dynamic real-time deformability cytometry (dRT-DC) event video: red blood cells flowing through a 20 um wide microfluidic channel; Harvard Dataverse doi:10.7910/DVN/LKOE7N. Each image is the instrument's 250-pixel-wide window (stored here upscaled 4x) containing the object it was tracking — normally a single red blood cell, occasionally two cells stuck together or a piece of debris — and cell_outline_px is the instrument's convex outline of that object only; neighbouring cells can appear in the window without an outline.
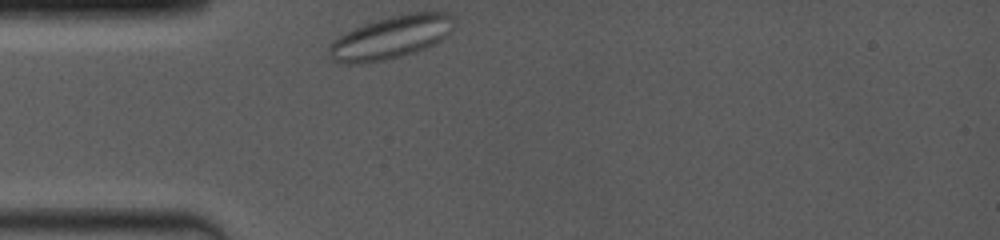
{"species": "common noctule bat (a hibernating species)", "species_latin": "Nyctalus noctula", "temperature_condition": "room temperature", "stored_images_in_passage": 4, "camera_frame_rate_fps": 4000, "um_per_image_px": 0.085, "animal": {"sex": "female", "body_mass_g": 19.0, "forearm_length_mm": 53.3}, "frame": {"image": 1, "passage_image": 1, "time_ms": 0.0, "image_size_px": [1000, 240], "cell_outline_px": [[456, 20], [452, 32], [440, 40], [416, 52], [384, 60], [360, 64], [340, 64], [332, 60], [328, 56], [328, 48], [332, 40], [344, 32], [364, 24], [376, 20], [392, 16], [412, 12], [448, 12]], "centroid_in_image_um": [33.2, 3.18], "position_along_channel_um": 51.8, "area_um2": 31.56}}